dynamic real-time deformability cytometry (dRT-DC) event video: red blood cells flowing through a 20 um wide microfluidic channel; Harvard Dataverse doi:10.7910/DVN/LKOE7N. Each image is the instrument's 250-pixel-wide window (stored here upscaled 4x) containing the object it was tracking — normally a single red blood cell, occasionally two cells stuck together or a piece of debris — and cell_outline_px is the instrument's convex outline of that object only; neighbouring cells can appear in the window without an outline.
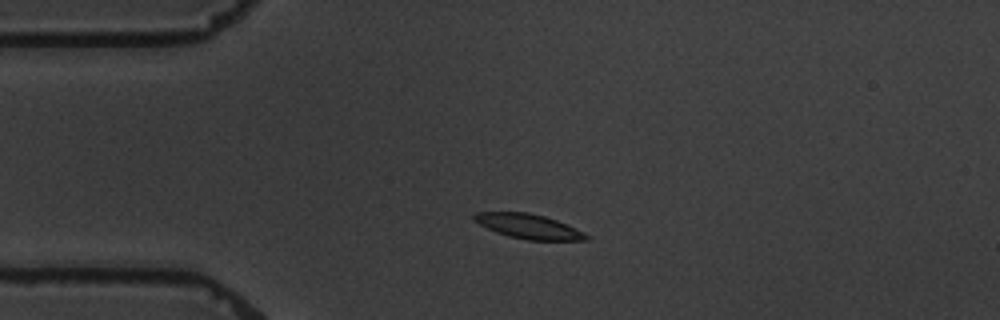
{"species": "common noctule bat (a hibernating species)", "species_latin": "Nyctalus noctula", "temperature_condition": "warm", "stored_images_in_passage": 5, "camera_frame_rate_fps": 3000, "um_per_image_px": 0.085, "animal": {"sex": "male", "body_mass_g": 19.5, "forearm_length_mm": 54.6}, "frame": {"image": 1, "passage_image": 3, "time_ms": 2.333, "image_size_px": [1000, 320], "cell_outline_px": [[592, 236], [588, 240], [528, 240], [508, 236], [496, 232], [472, 220], [472, 216], [476, 212], [528, 212], [544, 216], [556, 220], [584, 232]], "centroid_in_image_um": [44.93, 19.24], "position_along_channel_um": 40.1, "area_um2": 16.07}}